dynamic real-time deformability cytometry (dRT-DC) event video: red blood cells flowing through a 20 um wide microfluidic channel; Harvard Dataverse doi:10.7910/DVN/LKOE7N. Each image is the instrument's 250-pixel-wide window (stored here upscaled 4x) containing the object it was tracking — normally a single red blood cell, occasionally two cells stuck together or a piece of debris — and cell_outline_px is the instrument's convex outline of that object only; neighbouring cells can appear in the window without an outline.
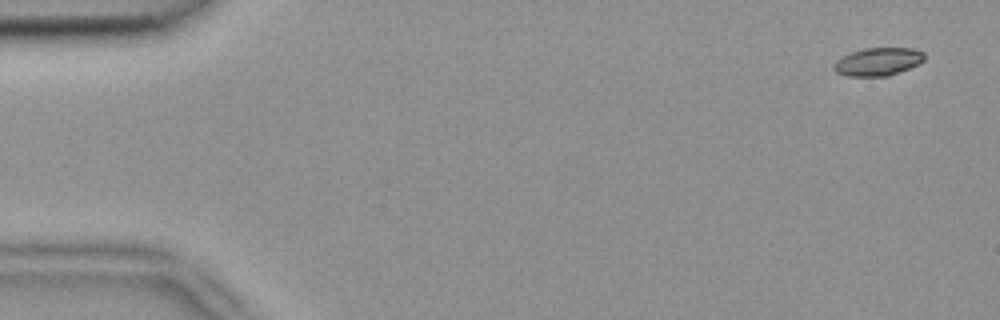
{"species": "common noctule bat (a hibernating species)", "species_latin": "Nyctalus noctula", "temperature_condition": "room temperature", "stored_images_in_passage": 6, "camera_frame_rate_fps": 3000, "um_per_image_px": 0.085, "animal": {"sex": "female", "body_mass_g": 18.4}, "frame": {"image": 1, "passage_image": 1, "time_ms": 0.0, "image_size_px": [1000, 320], "cell_outline_px": [[924, 60], [920, 64], [888, 76], [848, 76], [836, 72], [832, 68], [836, 60], [852, 52], [864, 48], [912, 48], [924, 52]], "centroid_in_image_um": [74.64, 5.24], "position_along_channel_um": 10.4, "area_um2": 14.74}}
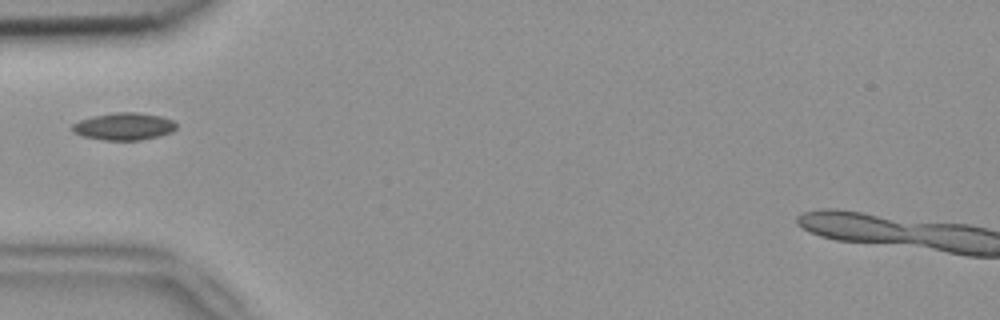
{"frame": {"image": 2, "passage_image": 4, "time_ms": 1.0, "image_size_px": [1000, 320], "cell_outline_px": [[176, 128], [172, 132], [160, 136], [140, 140], [104, 140], [80, 136], [72, 132], [72, 124], [80, 120], [92, 116], [116, 112], [140, 112], [160, 116], [172, 120], [176, 124]], "centroid_in_image_um": [10.52, 10.75], "position_along_channel_um": 74.5, "area_um2": 16.7}}